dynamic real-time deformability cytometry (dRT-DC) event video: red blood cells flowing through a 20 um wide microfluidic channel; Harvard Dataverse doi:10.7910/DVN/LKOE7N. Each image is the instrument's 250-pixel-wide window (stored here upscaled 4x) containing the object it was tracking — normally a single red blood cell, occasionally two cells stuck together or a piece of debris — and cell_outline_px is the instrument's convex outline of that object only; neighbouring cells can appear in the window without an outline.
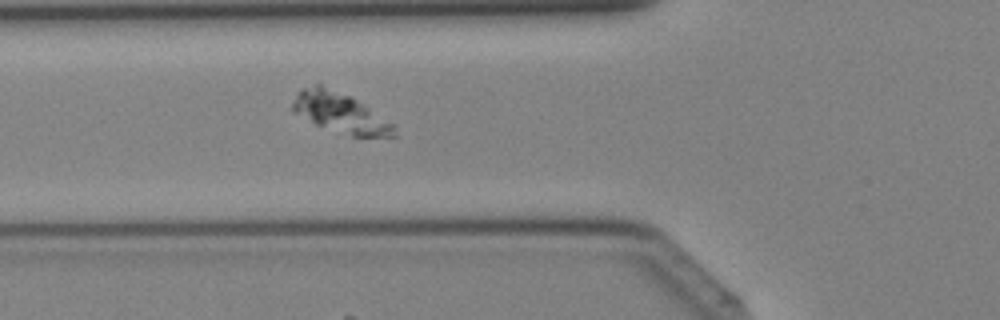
{"species": "Egyptian fruit bat (a non-hibernating species)", "species_latin": "Rousettus aegyptiacus", "temperature_condition": "cold", "stored_images_in_passage": 43, "camera_frame_rate_fps": 3000, "um_per_image_px": 0.085, "animal": {"sex": "female"}, "frame": {"image": 1, "passage_image": 17, "time_ms": 5.333, "image_size_px": [1000, 320], "cell_outline_px": [[396, 136], [352, 136], [316, 124], [296, 112], [292, 108], [292, 104], [300, 88], [316, 84], [320, 84], [352, 96], [396, 124]], "centroid_in_image_um": [28.99, 9.56], "position_along_channel_um": 96.8, "area_um2": 23.58}}
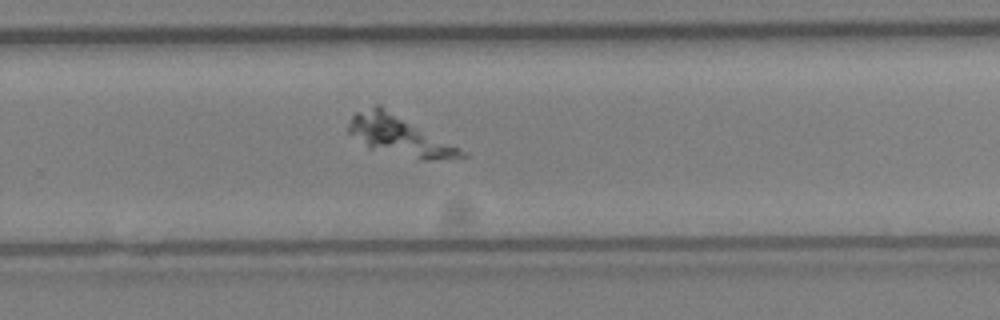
{"frame": {"image": 2, "passage_image": 29, "time_ms": 9.333, "image_size_px": [1000, 320], "cell_outline_px": [[468, 156], [428, 160], [420, 160], [368, 148], [348, 132], [348, 124], [352, 116], [356, 112], [376, 104], [380, 104], [468, 152]], "centroid_in_image_um": [33.95, 11.52], "position_along_channel_um": 295.9, "area_um2": 26.24}}
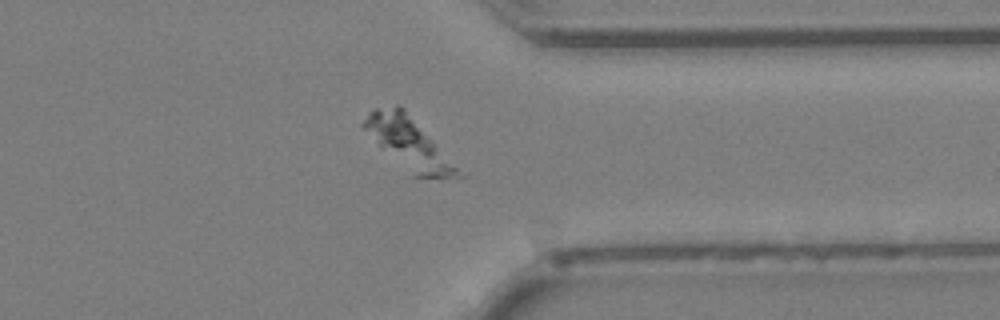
{"frame": {"image": 3, "passage_image": 34, "time_ms": 11.0, "image_size_px": [1000, 320], "cell_outline_px": [[464, 176], [412, 176], [380, 148], [360, 128], [360, 124], [372, 108], [396, 104], [400, 104], [404, 108]], "centroid_in_image_um": [34.57, 12.1], "position_along_channel_um": 376.8, "area_um2": 27.46}}